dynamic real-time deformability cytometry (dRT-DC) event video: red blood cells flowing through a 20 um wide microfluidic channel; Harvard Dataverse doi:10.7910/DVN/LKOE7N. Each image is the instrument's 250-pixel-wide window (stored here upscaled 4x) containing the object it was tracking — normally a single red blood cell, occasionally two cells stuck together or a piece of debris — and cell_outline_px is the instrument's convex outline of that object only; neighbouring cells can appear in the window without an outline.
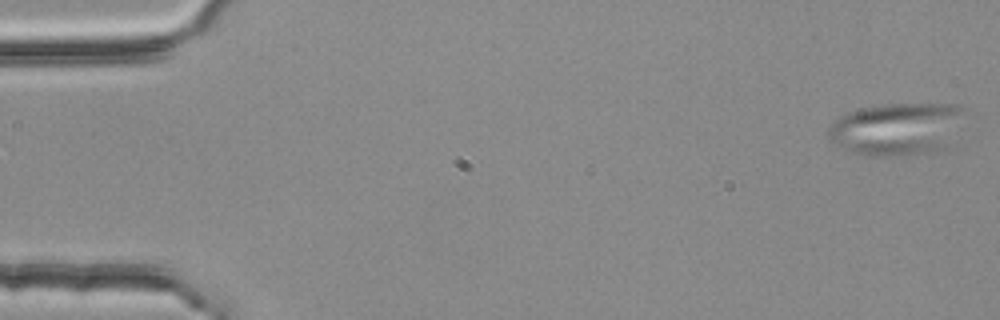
{"species": "common noctule bat (a hibernating species)", "species_latin": "Nyctalus noctula", "temperature_condition": "room temperature", "stored_images_in_passage": 2, "camera_frame_rate_fps": 3000, "um_per_image_px": 0.085, "animal": {"sex": "female", "body_mass_g": 25.1}, "frame": {"image": 1, "passage_image": 2, "time_ms": 0.333, "image_size_px": [1000, 320], "cell_outline_px": [[960, 108], [948, 148], [932, 152], [908, 156], [868, 156], [852, 152], [832, 144], [828, 140], [824, 132], [840, 116], [848, 112], [884, 104], [956, 104]], "centroid_in_image_um": [76.09, 11.01], "position_along_channel_um": 8.9, "area_um2": 41.27}}